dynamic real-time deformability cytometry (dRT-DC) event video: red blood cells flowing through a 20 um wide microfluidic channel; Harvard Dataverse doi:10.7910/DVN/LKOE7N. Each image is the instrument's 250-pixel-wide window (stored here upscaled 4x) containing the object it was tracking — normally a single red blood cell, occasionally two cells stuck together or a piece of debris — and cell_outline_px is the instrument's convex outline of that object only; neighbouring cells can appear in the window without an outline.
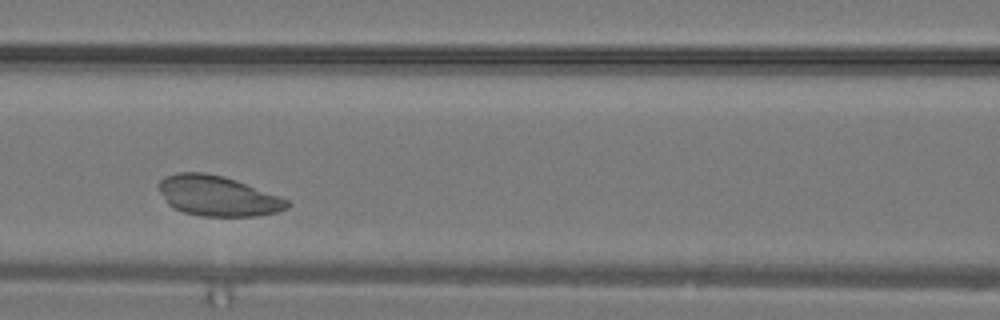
{"species": "common noctule bat (a hibernating species)", "species_latin": "Nyctalus noctula", "temperature_condition": "warm", "stored_images_in_passage": 24, "camera_frame_rate_fps": 3000, "um_per_image_px": 0.085, "animal": {"sex": "male", "body_mass_g": 19.2, "forearm_length_mm": 51.8}, "frame": {"image": 1, "passage_image": 6, "time_ms": 1.667, "image_size_px": [1000, 320], "cell_outline_px": [[292, 204], [288, 208], [276, 212], [256, 216], [200, 216], [184, 212], [172, 208], [168, 204], [160, 192], [156, 184], [164, 176], [176, 172], [204, 172], [224, 176], [236, 180], [280, 196], [288, 200]], "centroid_in_image_um": [18.48, 16.64], "position_along_channel_um": 148.1, "area_um2": 30.35}}
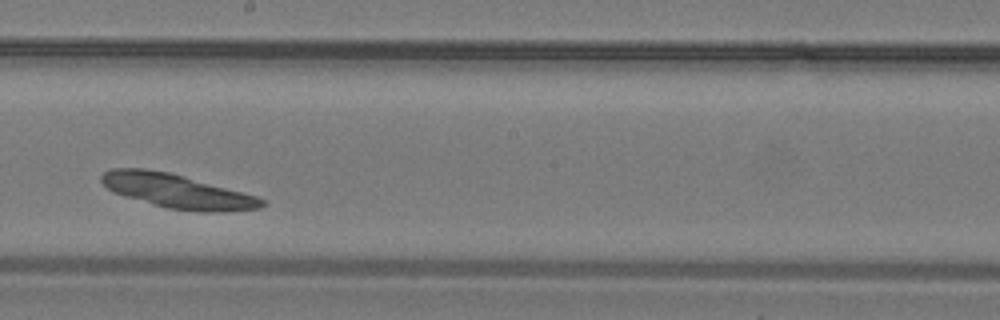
{"frame": {"image": 2, "passage_image": 10, "time_ms": 3.0, "image_size_px": [1000, 320], "cell_outline_px": [[264, 204], [260, 208], [224, 212], [200, 212], [168, 208], [124, 196], [112, 192], [100, 180], [100, 176], [104, 172], [112, 168], [144, 168], [168, 172], [184, 176], [256, 196], [264, 200]], "centroid_in_image_um": [15.02, 16.25], "position_along_channel_um": 233.2, "area_um2": 31.56}}
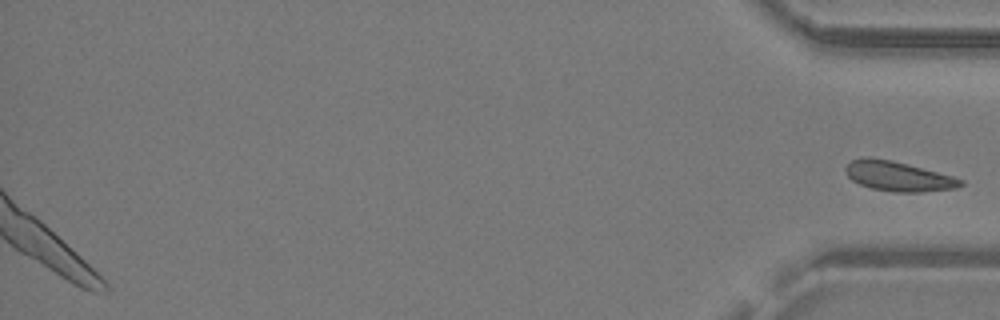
{"frame": {"image": 3, "passage_image": 24, "time_ms": 7.667, "image_size_px": [1000, 320], "cell_outline_px": [[964, 184], [956, 188], [920, 192], [896, 192], [872, 188], [860, 184], [852, 180], [844, 172], [844, 168], [852, 160], [860, 156], [868, 156], [892, 160], [908, 164], [952, 176], [964, 180]], "centroid_in_image_um": [76.31, 14.96], "position_along_channel_um": 358.9, "area_um2": 20.0}}